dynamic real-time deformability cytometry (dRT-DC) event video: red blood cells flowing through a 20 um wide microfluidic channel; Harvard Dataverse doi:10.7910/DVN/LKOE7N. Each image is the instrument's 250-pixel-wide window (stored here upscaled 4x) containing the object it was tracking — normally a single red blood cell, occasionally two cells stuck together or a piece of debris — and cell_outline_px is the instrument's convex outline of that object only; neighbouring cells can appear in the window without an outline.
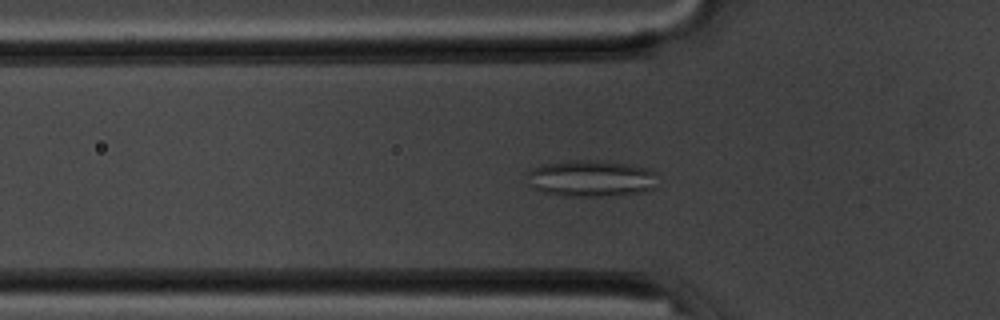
{"species": "common noctule bat (a hibernating species)", "species_latin": "Nyctalus noctula", "temperature_condition": "room temperature", "stored_images_in_passage": 55, "camera_frame_rate_fps": 3000, "um_per_image_px": 0.085, "animal": {"sex": "male", "body_mass_g": 20.1, "forearm_length_mm": 53.5}, "frame": {"image": 1, "passage_image": 18, "time_ms": 5.667, "image_size_px": [1000, 320], "cell_outline_px": [[656, 188], [640, 192], [600, 196], [564, 196], [540, 192], [532, 188], [528, 176], [528, 172], [532, 168], [544, 164], [568, 160], [592, 160], [628, 164], [652, 168], [656, 172]], "centroid_in_image_um": [50.26, 15.16], "position_along_channel_um": 75.5, "area_um2": 27.92}}
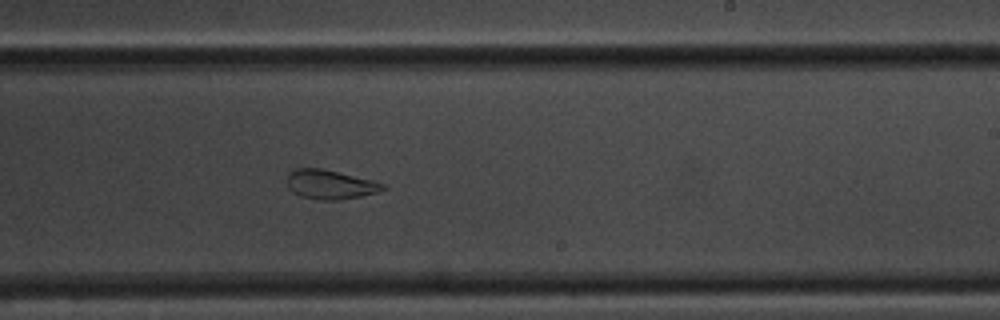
{"frame": {"image": 2, "passage_image": 33, "time_ms": 10.667, "image_size_px": [1000, 320], "cell_outline_px": [[388, 188], [376, 192], [360, 196], [340, 200], [320, 200], [300, 196], [292, 192], [288, 188], [288, 172], [296, 168], [324, 168], [376, 180], [384, 184]], "centroid_in_image_um": [28.08, 15.67], "position_along_channel_um": 260.9, "area_um2": 16.65}}
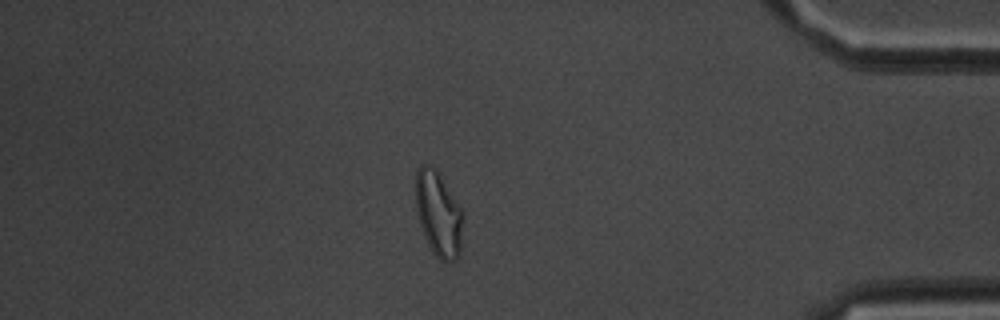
{"frame": {"image": 3, "passage_image": 47, "time_ms": 15.333, "image_size_px": [1000, 320], "cell_outline_px": [[464, 220], [460, 256], [456, 260], [440, 260], [436, 256], [428, 244], [424, 236], [416, 212], [416, 172], [420, 164], [428, 164], [436, 168], [464, 212]], "centroid_in_image_um": [37.29, 18.18], "position_along_channel_um": 397.9, "area_um2": 23.81}, "authors_computed_cell_mechanics": {"area_um2": 23.8136, "velocity_mm_per_s": 3.694, "shape_relaxation_time_tau1_ms": null, "shape_relaxation_time_tau2_ms": 2.4439, "deformation_change_tau1": null, "deformation_change_tau2": 0.0901}}